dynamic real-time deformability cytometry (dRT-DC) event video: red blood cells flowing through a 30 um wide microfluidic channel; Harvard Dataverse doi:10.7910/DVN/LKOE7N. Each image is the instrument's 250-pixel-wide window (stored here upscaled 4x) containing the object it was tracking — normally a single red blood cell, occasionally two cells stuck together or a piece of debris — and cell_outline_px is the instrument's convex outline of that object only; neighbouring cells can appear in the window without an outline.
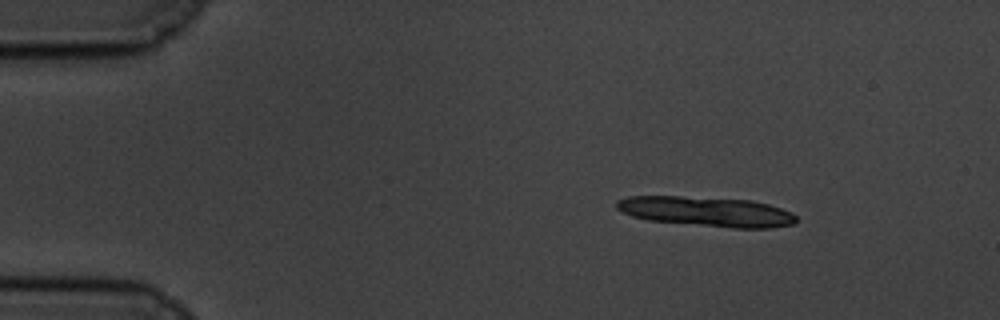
{"species": "common noctule bat (a hibernating species)", "species_latin": "Nyctalus noctula", "temperature_condition": "cold", "stored_images_in_passage": 9, "camera_frame_rate_fps": 3000, "um_per_image_px": 0.085, "animal": {"sex": "male", "body_mass_g": 19.5, "forearm_length_mm": 54.6}, "frame": {"image": 1, "passage_image": 1, "time_ms": 0.0, "image_size_px": [1000, 320], "cell_outline_px": [[796, 220], [792, 224], [772, 228], [732, 228], [648, 220], [632, 216], [616, 208], [616, 200], [628, 196], [680, 196], [752, 200], [768, 204], [792, 212], [796, 216]], "centroid_in_image_um": [60.05, 17.98], "position_along_channel_um": 24.9, "area_um2": 31.21}}